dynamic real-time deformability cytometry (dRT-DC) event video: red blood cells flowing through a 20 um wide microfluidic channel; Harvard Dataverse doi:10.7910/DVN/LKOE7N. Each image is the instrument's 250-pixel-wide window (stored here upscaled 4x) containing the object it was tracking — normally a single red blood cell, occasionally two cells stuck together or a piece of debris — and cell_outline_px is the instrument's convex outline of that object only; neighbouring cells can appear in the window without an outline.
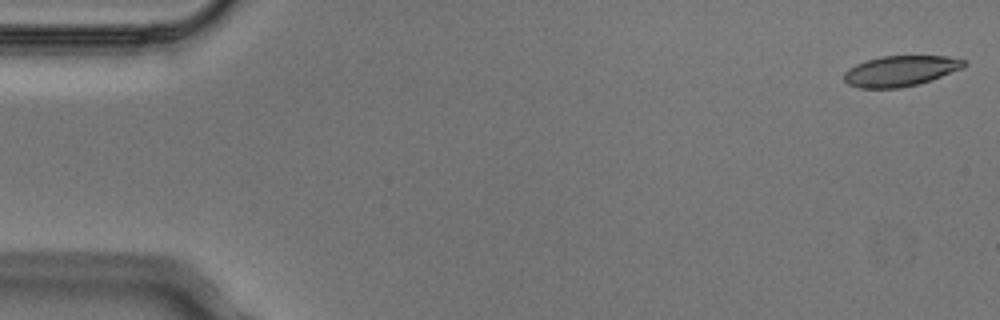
{"species": "Egyptian fruit bat (a non-hibernating species)", "species_latin": "Rousettus aegyptiacus", "temperature_condition": "cold", "stored_images_in_passage": 4, "camera_frame_rate_fps": 3000, "um_per_image_px": 0.085, "animal": {"sex": "male"}, "frame": {"image": 1, "passage_image": 1, "time_ms": 0.0, "image_size_px": [1000, 320], "cell_outline_px": [[968, 64], [964, 68], [932, 80], [900, 88], [860, 88], [848, 84], [844, 80], [844, 72], [848, 68], [856, 64], [880, 56], [948, 56], [968, 60]], "centroid_in_image_um": [76.59, 6.02], "position_along_channel_um": 8.4, "area_um2": 21.56}}
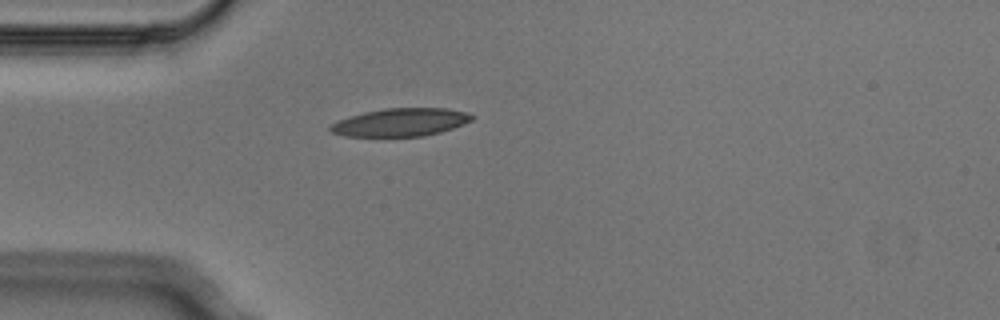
{"frame": {"image": 2, "passage_image": 4, "time_ms": 1.0, "image_size_px": [1000, 320], "cell_outline_px": [[476, 116], [472, 120], [464, 124], [440, 132], [424, 136], [344, 136], [332, 132], [328, 128], [332, 124], [340, 120], [364, 112], [384, 108], [448, 108], [464, 112]], "centroid_in_image_um": [34.08, 10.39], "position_along_channel_um": 50.9, "area_um2": 22.89}}